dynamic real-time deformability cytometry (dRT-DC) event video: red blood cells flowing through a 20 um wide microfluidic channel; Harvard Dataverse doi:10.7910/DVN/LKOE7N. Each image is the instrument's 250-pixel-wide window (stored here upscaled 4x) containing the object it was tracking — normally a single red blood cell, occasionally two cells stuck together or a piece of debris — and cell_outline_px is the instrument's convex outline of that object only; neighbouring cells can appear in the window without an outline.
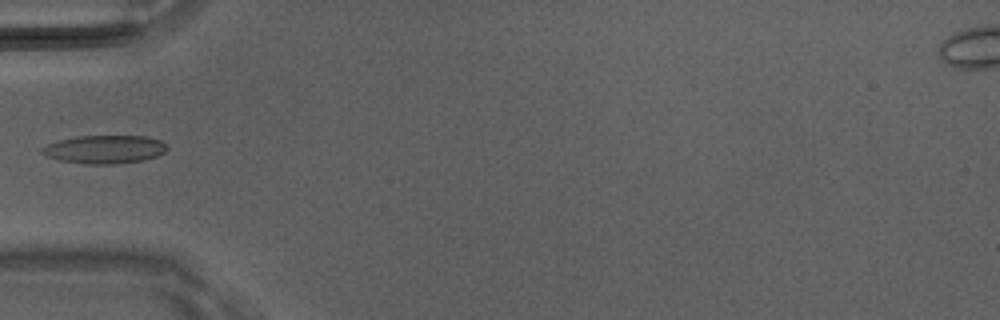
{"species": "Egyptian fruit bat (a non-hibernating species)", "species_latin": "Rousettus aegyptiacus", "temperature_condition": "room temperature", "stored_images_in_passage": 1, "camera_frame_rate_fps": 3000, "um_per_image_px": 0.085, "animal": {"sex": "male"}, "frame": {"image": 1, "passage_image": 1, "time_ms": 0.0, "image_size_px": [1000, 320], "cell_outline_px": [[168, 148], [164, 152], [156, 156], [144, 160], [116, 164], [84, 164], [56, 160], [44, 156], [40, 152], [40, 148], [56, 140], [76, 136], [144, 136], [160, 140]], "centroid_in_image_um": [8.81, 12.7], "position_along_channel_um": 76.2, "area_um2": 20.87}}